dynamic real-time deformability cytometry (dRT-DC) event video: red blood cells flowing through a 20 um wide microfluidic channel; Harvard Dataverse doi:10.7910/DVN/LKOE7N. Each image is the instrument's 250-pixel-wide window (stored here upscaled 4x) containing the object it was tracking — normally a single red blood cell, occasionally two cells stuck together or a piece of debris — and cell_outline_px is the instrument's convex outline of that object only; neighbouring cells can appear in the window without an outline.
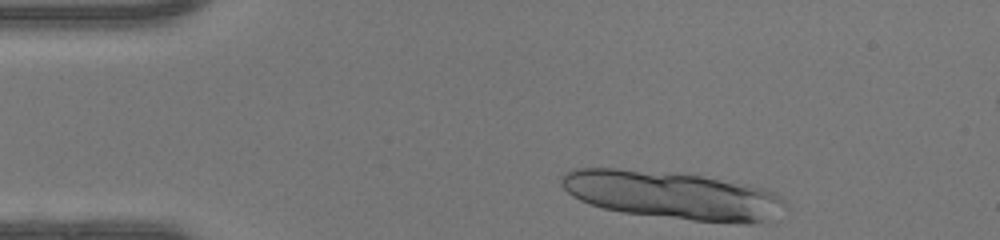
{"species": "human", "species_latin": "Homo sapiens", "temperature_condition": "warm", "stored_images_in_passage": 34, "segment_of_instrument_passage": [1, 2], "camera_frame_rate_fps": 3000, "um_per_image_px": 0.085, "donor": {"sex": "female"}, "frame": {"image": 1, "passage_image": 1, "time_ms": 0.0, "image_size_px": [1000, 240], "cell_outline_px": [[788, 204], [764, 220], [752, 224], [744, 224], [692, 220], [624, 212], [604, 208], [580, 200], [572, 196], [560, 184], [560, 176], [564, 172], [572, 168], [616, 168], [676, 172], [748, 184], [768, 188], [780, 196]], "centroid_in_image_um": [57.13, 16.57], "position_along_channel_um": 27.9, "area_um2": 62.48}}